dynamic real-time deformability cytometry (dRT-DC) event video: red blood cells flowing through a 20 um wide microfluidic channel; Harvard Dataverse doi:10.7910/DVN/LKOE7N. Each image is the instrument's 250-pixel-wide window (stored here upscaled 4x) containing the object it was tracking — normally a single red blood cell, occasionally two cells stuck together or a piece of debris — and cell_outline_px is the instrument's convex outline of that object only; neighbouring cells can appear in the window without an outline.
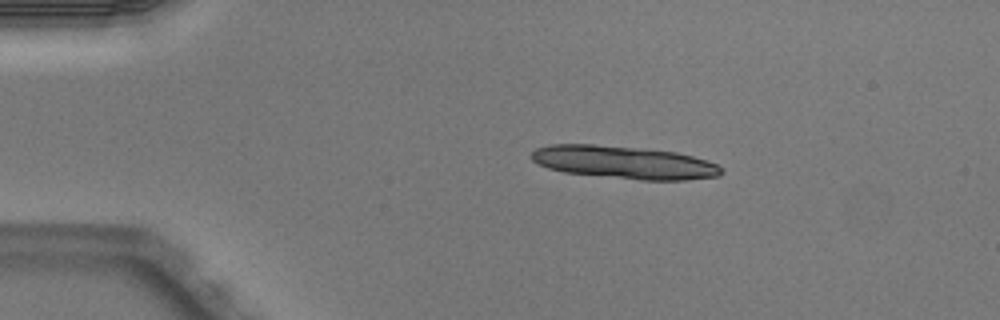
{"species": "Egyptian fruit bat (a non-hibernating species)", "species_latin": "Rousettus aegyptiacus", "temperature_condition": "warm", "stored_images_in_passage": 5, "camera_frame_rate_fps": 3000, "um_per_image_px": 0.085, "animal": {"sex": "male"}, "frame": {"image": 1, "passage_image": 2, "time_ms": 0.333, "image_size_px": [1000, 320], "cell_outline_px": [[724, 172], [720, 176], [684, 180], [640, 180], [564, 172], [548, 168], [532, 160], [532, 152], [536, 148], [548, 144], [592, 144], [636, 148], [676, 152], [708, 160], [724, 168]], "centroid_in_image_um": [53.08, 13.8], "position_along_channel_um": 31.9, "area_um2": 36.24}}
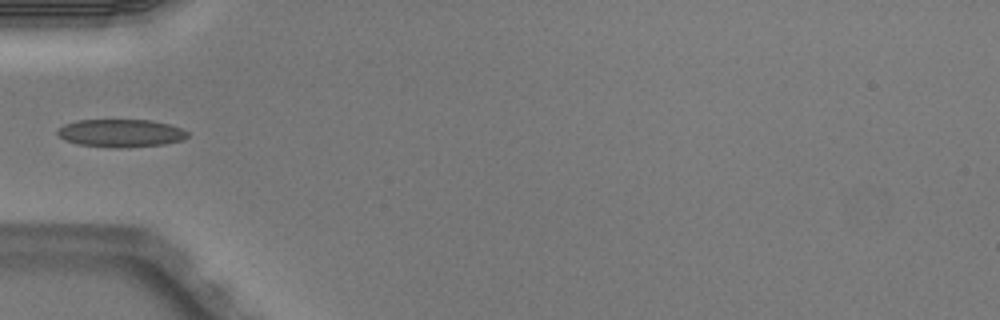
{"frame": {"image": 2, "passage_image": 4, "time_ms": 1.0, "image_size_px": [1000, 320], "cell_outline_px": [[188, 136], [184, 140], [164, 144], [120, 148], [116, 148], [80, 144], [64, 140], [56, 132], [64, 124], [76, 120], [152, 120], [168, 124], [180, 128], [188, 132]], "centroid_in_image_um": [10.28, 11.31], "position_along_channel_um": 74.7, "area_um2": 21.04}}
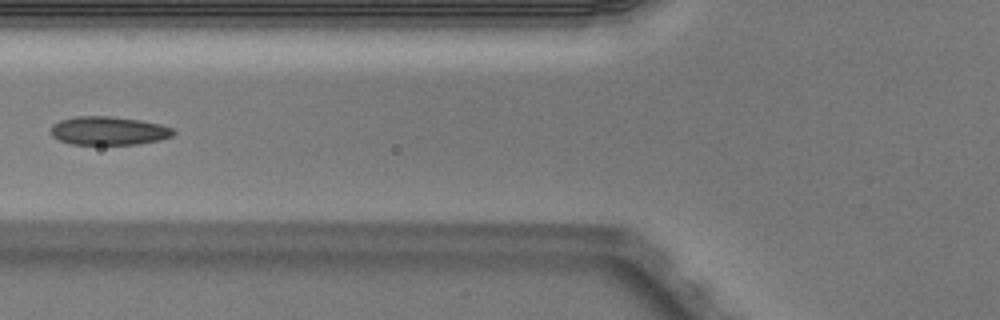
{"frame": {"image": 3, "passage_image": 5, "time_ms": 1.333, "image_size_px": [1000, 320], "cell_outline_px": [[176, 132], [172, 136], [160, 140], [136, 144], [72, 144], [60, 140], [52, 136], [52, 124], [60, 120], [76, 116], [112, 116], [140, 120], [160, 124], [172, 128]], "centroid_in_image_um": [9.25, 11.11], "position_along_channel_um": 116.6, "area_um2": 20.29}}